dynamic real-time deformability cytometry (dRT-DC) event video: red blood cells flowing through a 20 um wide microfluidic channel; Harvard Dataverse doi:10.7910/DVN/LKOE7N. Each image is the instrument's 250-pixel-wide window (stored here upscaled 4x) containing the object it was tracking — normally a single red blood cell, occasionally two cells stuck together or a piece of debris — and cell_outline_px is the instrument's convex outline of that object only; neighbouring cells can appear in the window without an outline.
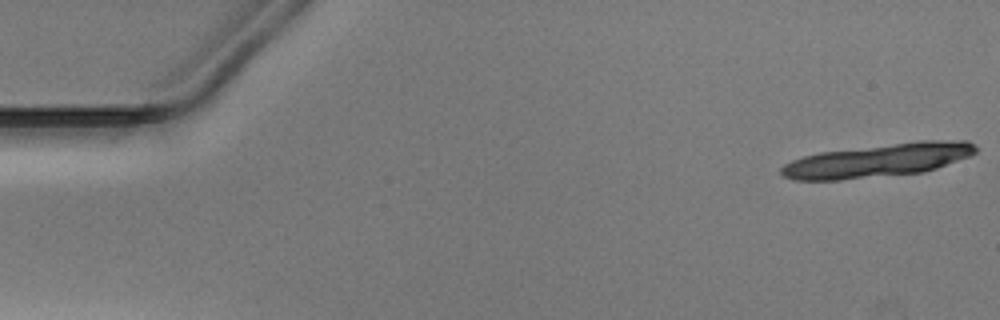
{"species": "Egyptian fruit bat (a non-hibernating species)", "species_latin": "Rousettus aegyptiacus", "temperature_condition": "warm", "stored_images_in_passage": 17, "camera_frame_rate_fps": 3000, "um_per_image_px": 0.085, "animal": {"sex": "male"}, "frame": {"image": 1, "passage_image": 1, "time_ms": 0.0, "image_size_px": [1000, 320], "cell_outline_px": [[976, 152], [968, 156], [936, 168], [924, 172], [840, 180], [792, 180], [784, 176], [780, 172], [780, 168], [784, 164], [792, 160], [804, 156], [820, 152], [920, 140], [968, 140], [976, 148]], "centroid_in_image_um": [74.6, 13.63], "position_along_channel_um": 10.4, "area_um2": 37.63}}